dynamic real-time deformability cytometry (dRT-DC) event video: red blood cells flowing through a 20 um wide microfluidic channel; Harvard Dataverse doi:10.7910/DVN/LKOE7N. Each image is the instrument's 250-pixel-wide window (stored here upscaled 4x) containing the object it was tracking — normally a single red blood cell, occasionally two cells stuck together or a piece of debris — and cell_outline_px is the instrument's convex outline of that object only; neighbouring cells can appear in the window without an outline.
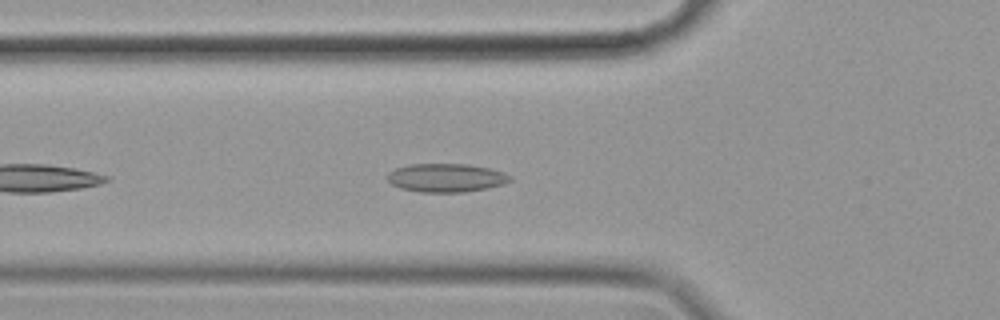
{"species": "common noctule bat (a hibernating species)", "species_latin": "Nyctalus noctula", "temperature_condition": "cold", "stored_images_in_passage": 41, "camera_frame_rate_fps": 3000, "um_per_image_px": 0.085, "animal": {"sex": "female", "body_mass_g": 19.9}, "frame": {"image": 1, "passage_image": 7, "time_ms": 2.0, "image_size_px": [1000, 320], "cell_outline_px": [[512, 180], [504, 184], [488, 188], [464, 192], [420, 192], [400, 188], [392, 184], [388, 180], [388, 172], [396, 168], [408, 164], [468, 164], [492, 168], [504, 172], [512, 176]], "centroid_in_image_um": [37.96, 15.11], "position_along_channel_um": 87.8, "area_um2": 20.58}}
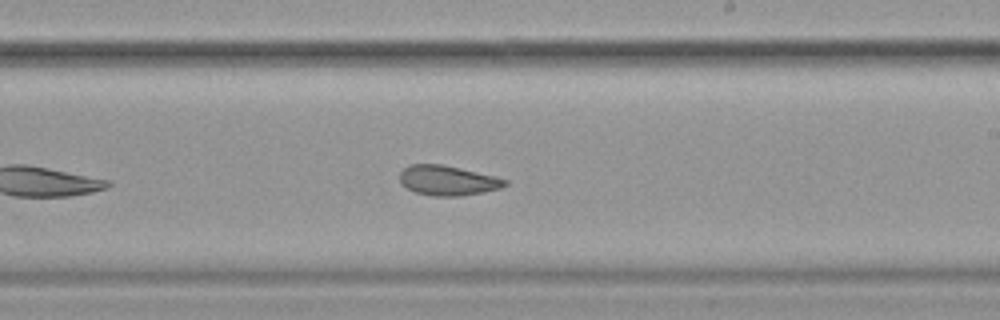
{"frame": {"image": 2, "passage_image": 21, "time_ms": 6.667, "image_size_px": [1000, 320], "cell_outline_px": [[508, 184], [500, 188], [460, 196], [432, 196], [416, 192], [400, 184], [400, 172], [408, 164], [440, 164], [460, 168], [508, 180]], "centroid_in_image_um": [38.01, 15.34], "position_along_channel_um": 251.0, "area_um2": 18.09}}
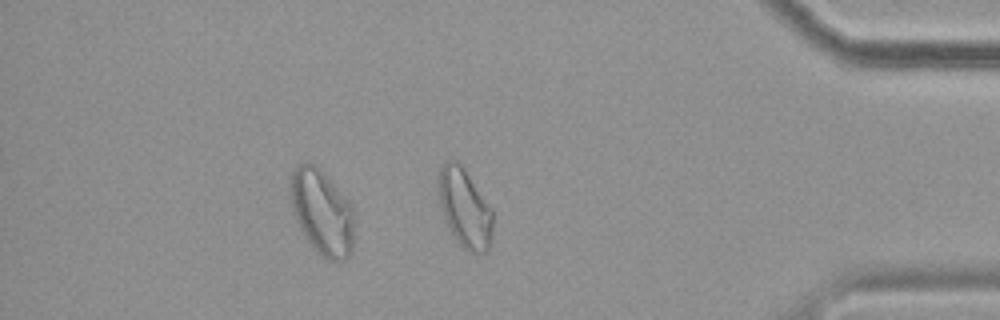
{"frame": {"image": 3, "passage_image": 36, "time_ms": 11.667, "image_size_px": [1000, 320], "cell_outline_px": [[356, 212], [352, 248], [348, 256], [344, 260], [328, 260], [316, 252], [312, 248], [304, 236], [292, 212], [288, 188], [288, 180], [296, 164], [316, 164], [324, 172], [356, 208]], "centroid_in_image_um": [27.37, 18.01], "position_along_channel_um": 407.8, "area_um2": 32.77}, "authors_computed_cell_mechanics": {"area_um2": 19.7676, "velocity_mm_per_s": 3.4995, "shape_relaxation_time_tau1_ms": null, "shape_relaxation_time_tau2_ms": 2.4766, "deformation_change_tau1": null, "deformation_change_tau2": 0.0842}}